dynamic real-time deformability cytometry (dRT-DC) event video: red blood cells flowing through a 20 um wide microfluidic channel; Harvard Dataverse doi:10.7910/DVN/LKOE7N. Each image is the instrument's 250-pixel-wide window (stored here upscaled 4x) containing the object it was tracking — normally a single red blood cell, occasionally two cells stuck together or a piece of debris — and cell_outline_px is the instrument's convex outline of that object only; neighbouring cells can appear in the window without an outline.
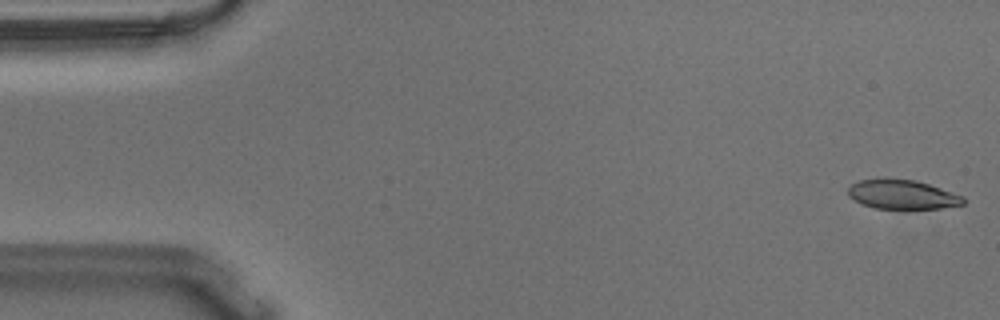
{"species": "Egyptian fruit bat (a non-hibernating species)", "species_latin": "Rousettus aegyptiacus", "temperature_condition": "warm", "stored_images_in_passage": 54, "camera_frame_rate_fps": 3000, "um_per_image_px": 0.085, "animal": {"sex": "male"}, "frame": {"image": 1, "passage_image": 1, "time_ms": 0.0, "image_size_px": [1000, 320], "cell_outline_px": [[964, 204], [940, 208], [876, 208], [860, 204], [848, 196], [848, 188], [852, 184], [860, 180], [916, 180], [964, 196]], "centroid_in_image_um": [76.69, 16.55], "position_along_channel_um": 8.3, "area_um2": 19.13}}
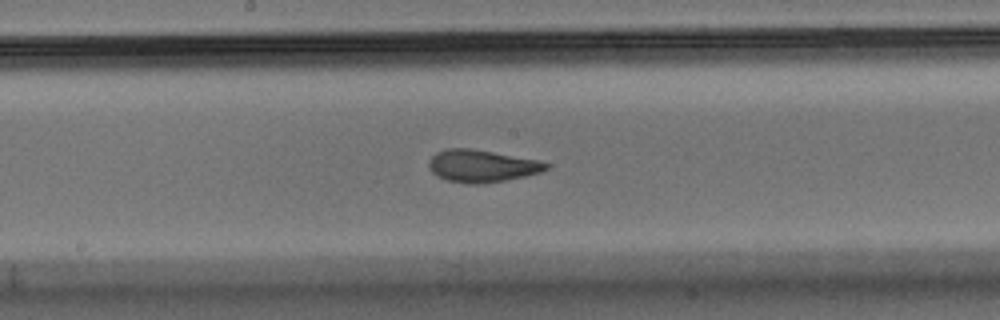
{"frame": {"image": 2, "passage_image": 28, "time_ms": 9.0, "image_size_px": [1000, 320], "cell_outline_px": [[548, 168], [540, 172], [524, 176], [504, 180], [480, 184], [468, 184], [448, 180], [436, 176], [428, 168], [428, 160], [436, 152], [444, 148], [472, 148], [540, 160], [548, 164]], "centroid_in_image_um": [40.9, 14.09], "position_along_channel_um": 207.3, "area_um2": 22.2}}
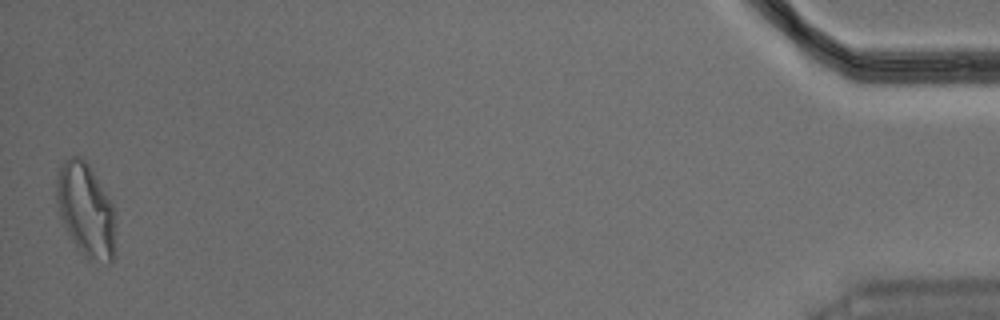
{"frame": {"image": 3, "passage_image": 54, "time_ms": 17.667, "image_size_px": [1000, 320], "cell_outline_px": [[116, 256], [112, 264], [108, 264], [88, 260], [76, 248], [60, 216], [56, 200], [56, 176], [64, 160], [72, 156], [80, 156], [88, 164], [112, 204], [116, 212]], "centroid_in_image_um": [7.34, 17.94], "position_along_channel_um": 427.9, "area_um2": 32.83}, "authors_computed_cell_mechanics": {"area_um2": 21.9351, "velocity_mm_per_s": 3.6418, "shape_relaxation_time_tau1_ms": 7.6705, "shape_relaxation_time_tau2_ms": 1.5452, "deformation_change_tau1": 0.2254, "deformation_change_tau2": 0.0849}}